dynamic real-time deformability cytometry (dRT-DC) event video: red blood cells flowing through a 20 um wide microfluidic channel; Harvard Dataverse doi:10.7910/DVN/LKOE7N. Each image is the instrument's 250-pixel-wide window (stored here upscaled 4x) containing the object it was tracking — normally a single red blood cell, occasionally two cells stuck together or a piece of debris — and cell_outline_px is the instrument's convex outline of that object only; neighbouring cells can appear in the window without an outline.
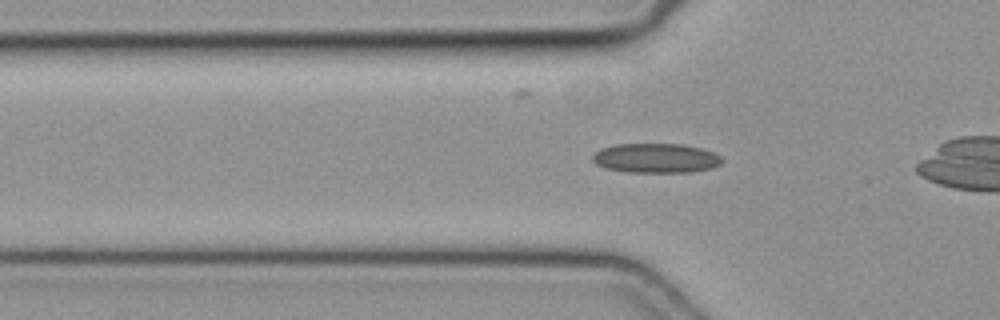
{"species": "common noctule bat (a hibernating species)", "species_latin": "Nyctalus noctula", "temperature_condition": "cold", "stored_images_in_passage": 36, "camera_frame_rate_fps": 3000, "um_per_image_px": 0.085, "animal": {"sex": "female", "body_mass_g": 19.3, "forearm_length_mm": 54.1}, "frame": {"image": 1, "passage_image": 13, "time_ms": 4.0, "image_size_px": [1000, 320], "cell_outline_px": [[724, 160], [720, 164], [712, 168], [692, 172], [628, 172], [604, 168], [596, 164], [592, 160], [592, 156], [600, 148], [616, 144], [680, 144], [700, 148], [712, 152], [720, 156]], "centroid_in_image_um": [55.73, 13.44], "position_along_channel_um": 70.1, "area_um2": 22.31}}
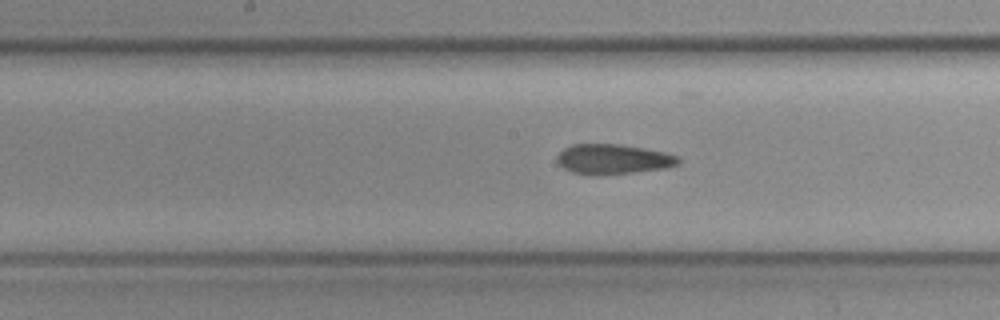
{"frame": {"image": 2, "passage_image": 22, "time_ms": 7.0, "image_size_px": [1000, 320], "cell_outline_px": [[680, 164], [668, 168], [632, 172], [572, 172], [564, 168], [556, 160], [556, 156], [564, 148], [572, 144], [620, 144], [644, 148], [664, 152], [680, 156]], "centroid_in_image_um": [52.18, 13.48], "position_along_channel_um": 196.0, "area_um2": 20.52}}
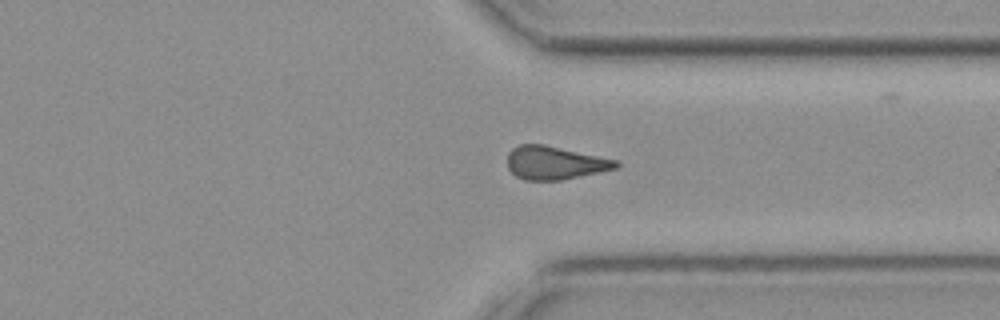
{"frame": {"image": 3, "passage_image": 34, "time_ms": 11.0, "image_size_px": [1000, 320], "cell_outline_px": [[620, 164], [616, 168], [560, 180], [524, 180], [516, 176], [508, 168], [508, 152], [512, 148], [520, 144], [544, 144], [616, 160]], "centroid_in_image_um": [47.11, 13.83], "position_along_channel_um": 364.3, "area_um2": 20.75}}